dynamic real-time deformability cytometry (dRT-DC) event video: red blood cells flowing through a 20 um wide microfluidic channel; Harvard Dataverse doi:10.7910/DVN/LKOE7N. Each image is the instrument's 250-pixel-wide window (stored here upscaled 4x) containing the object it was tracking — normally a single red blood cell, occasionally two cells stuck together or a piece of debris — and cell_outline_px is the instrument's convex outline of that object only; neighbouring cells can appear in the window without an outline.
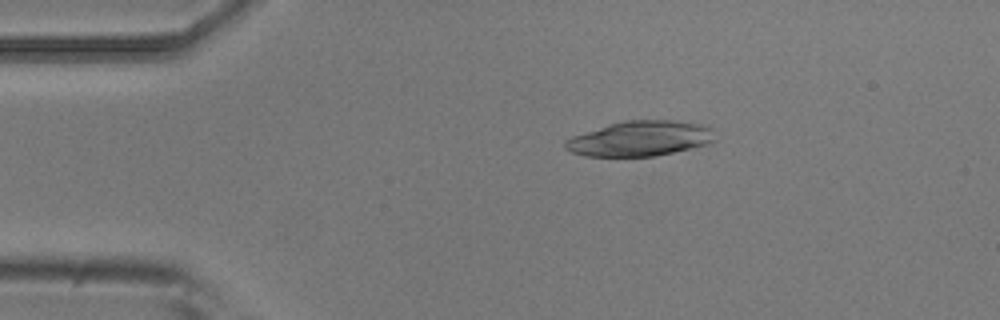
{"species": "common noctule bat (a hibernating species)", "species_latin": "Nyctalus noctula", "temperature_condition": "room temperature", "stored_images_in_passage": 6, "camera_frame_rate_fps": 3000, "um_per_image_px": 0.085, "animal": {"sex": "male", "body_mass_g": 20.5, "forearm_length_mm": 52.5}, "frame": {"image": 1, "passage_image": 3, "time_ms": 0.667, "image_size_px": [1000, 320], "cell_outline_px": [[716, 140], [712, 144], [656, 156], [584, 156], [572, 152], [564, 148], [564, 140], [572, 136], [608, 124], [624, 120], [672, 120], [704, 124], [716, 128]], "centroid_in_image_um": [54.5, 11.77], "position_along_channel_um": 30.5, "area_um2": 31.33}}